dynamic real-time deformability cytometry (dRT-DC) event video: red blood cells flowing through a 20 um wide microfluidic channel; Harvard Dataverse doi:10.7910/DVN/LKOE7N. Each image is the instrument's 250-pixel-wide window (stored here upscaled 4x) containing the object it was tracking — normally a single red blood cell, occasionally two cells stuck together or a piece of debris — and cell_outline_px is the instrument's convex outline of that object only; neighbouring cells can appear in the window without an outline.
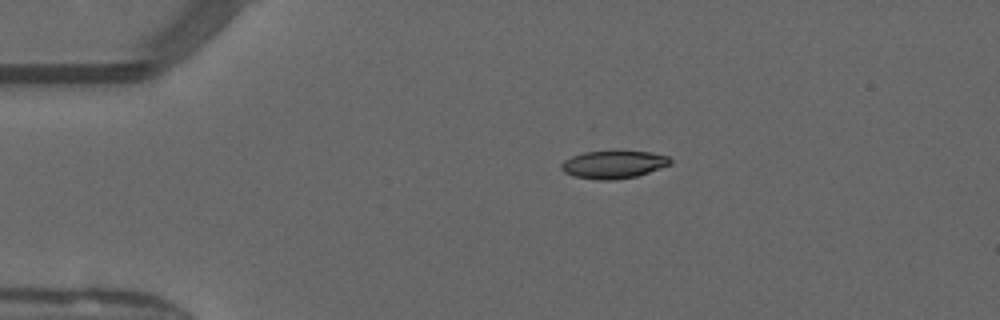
{"species": "common noctule bat (a hibernating species)", "species_latin": "Nyctalus noctula", "temperature_condition": "warm", "stored_images_in_passage": 36, "camera_frame_rate_fps": 3000, "um_per_image_px": 0.085, "animal": {"sex": "male", "forearm_length_mm": 52.5}, "frame": {"image": 1, "passage_image": 1, "time_ms": 0.0, "image_size_px": [1000, 320], "cell_outline_px": [[672, 164], [636, 176], [612, 180], [600, 180], [576, 176], [564, 172], [560, 168], [560, 164], [564, 160], [572, 156], [584, 152], [652, 152], [668, 156], [672, 160]], "centroid_in_image_um": [52.15, 13.98], "position_along_channel_um": 32.8, "area_um2": 17.34}}
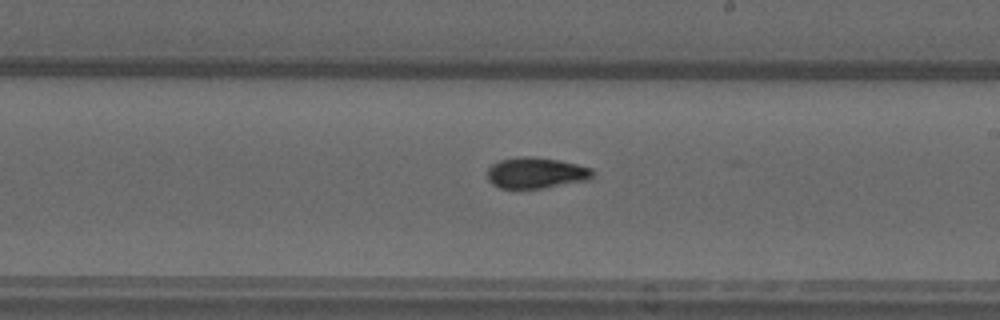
{"frame": {"image": 2, "passage_image": 20, "time_ms": 6.333, "image_size_px": [1000, 320], "cell_outline_px": [[592, 176], [588, 180], [540, 188], [500, 188], [492, 184], [488, 180], [488, 168], [492, 164], [500, 160], [520, 156], [532, 156], [560, 160], [592, 168]], "centroid_in_image_um": [45.53, 14.68], "position_along_channel_um": 243.5, "area_um2": 18.9}}
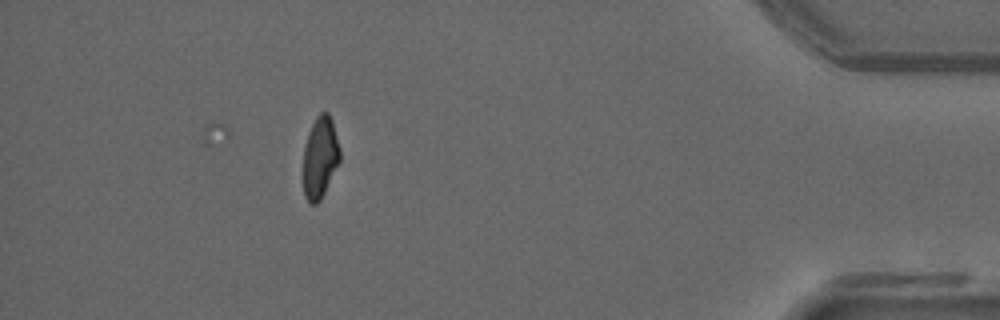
{"frame": {"image": 3, "passage_image": 36, "time_ms": 11.667, "image_size_px": [1000, 320], "cell_outline_px": [[340, 160], [320, 200], [316, 204], [312, 204], [304, 196], [304, 148], [308, 132], [316, 116], [320, 112], [328, 112], [332, 120], [340, 148]], "centroid_in_image_um": [27.21, 13.34], "position_along_channel_um": 408.0, "area_um2": 17.22}, "authors_computed_cell_mechanics": {"area_um2": 18.9006, "velocity_mm_per_s": 4.0912, "shape_relaxation_time_tau1_ms": 4.6758, "shape_relaxation_time_tau2_ms": 2.3559, "deformation_change_tau1": 0.1837, "deformation_change_tau2": 0.0768}}